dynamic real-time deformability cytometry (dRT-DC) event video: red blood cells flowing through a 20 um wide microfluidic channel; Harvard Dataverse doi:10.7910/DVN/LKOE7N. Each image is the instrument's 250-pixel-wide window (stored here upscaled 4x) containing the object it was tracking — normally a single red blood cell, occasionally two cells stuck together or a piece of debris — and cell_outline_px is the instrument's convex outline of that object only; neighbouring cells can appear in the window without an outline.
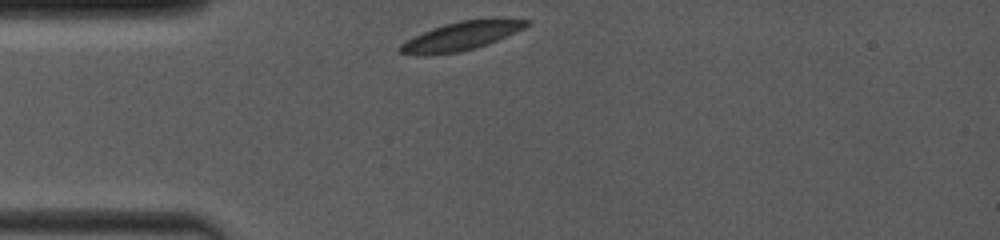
{"species": "common noctule bat (a hibernating species)", "species_latin": "Nyctalus noctula", "temperature_condition": "room temperature", "stored_images_in_passage": 5, "camera_frame_rate_fps": 4000, "um_per_image_px": 0.085, "animal": {"sex": "female", "body_mass_g": 19.0, "forearm_length_mm": 53.3}, "frame": {"image": 1, "passage_image": 1, "time_ms": 0.0, "image_size_px": [1000, 240], "cell_outline_px": [[532, 24], [524, 28], [488, 44], [460, 52], [428, 56], [424, 56], [400, 52], [396, 48], [400, 44], [432, 28], [444, 24], [460, 20], [500, 16], [532, 20]], "centroid_in_image_um": [39.3, 3.02], "position_along_channel_um": 45.7, "area_um2": 21.68}}
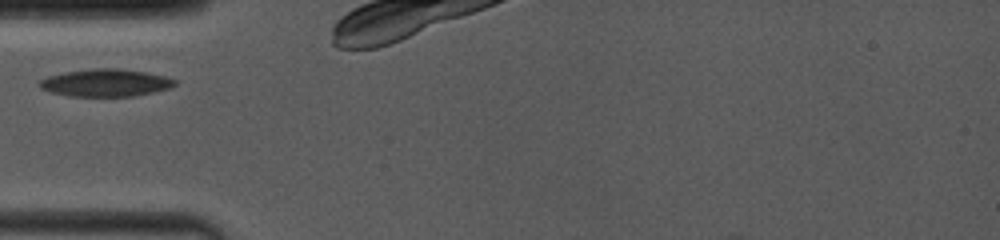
{"frame": {"image": 2, "passage_image": 2, "time_ms": 1.25, "image_size_px": [1000, 240], "cell_outline_px": [[176, 84], [168, 88], [152, 92], [132, 96], [72, 96], [52, 92], [40, 88], [36, 84], [40, 80], [48, 76], [64, 72], [92, 68], [120, 68], [144, 72], [164, 76], [176, 80]], "centroid_in_image_um": [8.93, 7.03], "position_along_channel_um": 76.1, "area_um2": 21.5}}